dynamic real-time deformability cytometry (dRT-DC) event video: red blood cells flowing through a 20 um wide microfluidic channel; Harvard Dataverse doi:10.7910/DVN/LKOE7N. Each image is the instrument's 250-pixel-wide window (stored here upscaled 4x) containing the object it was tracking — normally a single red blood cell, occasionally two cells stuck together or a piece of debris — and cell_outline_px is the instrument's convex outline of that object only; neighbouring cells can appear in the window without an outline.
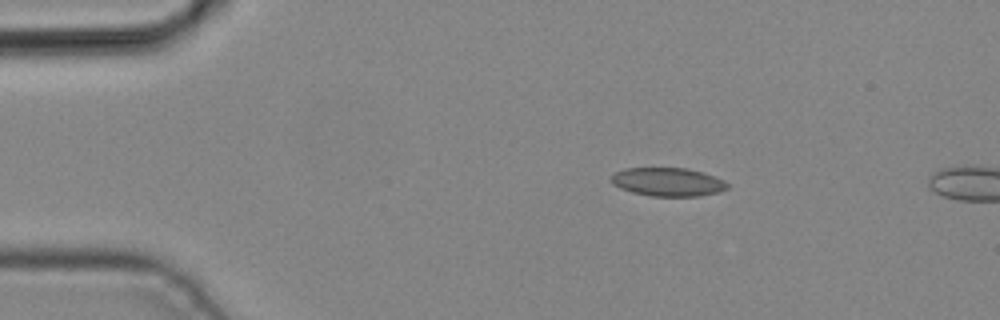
{"species": "common noctule bat (a hibernating species)", "species_latin": "Nyctalus noctula", "temperature_condition": "cold", "stored_images_in_passage": 3, "camera_frame_rate_fps": 3000, "um_per_image_px": 0.085, "animal": {"sex": "male", "body_mass_g": 19.2, "forearm_length_mm": 51.8}, "frame": {"image": 1, "passage_image": 2, "time_ms": 0.333, "image_size_px": [1000, 320], "cell_outline_px": [[728, 188], [720, 192], [700, 196], [652, 196], [632, 192], [620, 188], [612, 184], [612, 176], [616, 172], [624, 168], [688, 168], [724, 180], [728, 184]], "centroid_in_image_um": [56.77, 15.47], "position_along_channel_um": 28.2, "area_um2": 19.19}}